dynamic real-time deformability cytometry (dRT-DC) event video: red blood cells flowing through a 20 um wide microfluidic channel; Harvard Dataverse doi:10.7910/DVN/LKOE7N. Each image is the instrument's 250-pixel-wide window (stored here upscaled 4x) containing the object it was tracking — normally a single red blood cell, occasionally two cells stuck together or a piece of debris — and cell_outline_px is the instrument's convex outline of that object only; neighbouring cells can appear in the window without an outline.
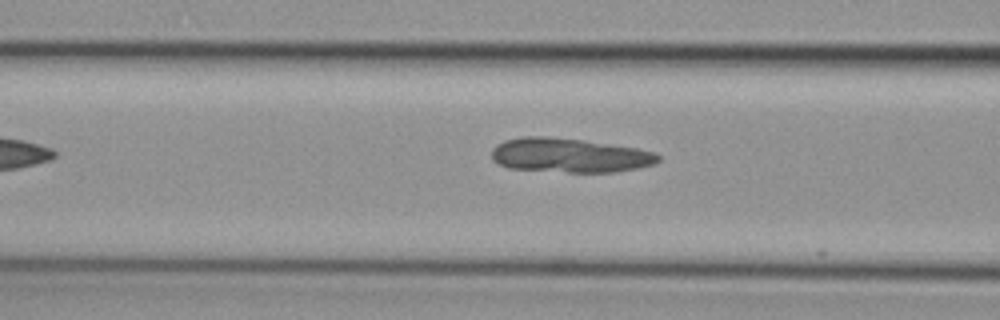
{"species": "common noctule bat (a hibernating species)", "species_latin": "Nyctalus noctula", "temperature_condition": "cold", "stored_images_in_passage": 4, "camera_frame_rate_fps": 3000, "um_per_image_px": 0.085, "animal": {"sex": "female", "body_mass_g": 29.2, "forearm_length_mm": 56.3}, "frame": {"image": 1, "passage_image": 4, "time_ms": 1.0, "image_size_px": [1000, 320], "cell_outline_px": [[660, 160], [656, 164], [640, 168], [616, 172], [568, 172], [508, 168], [496, 164], [492, 160], [492, 148], [496, 144], [504, 140], [524, 136], [548, 136], [580, 140], [636, 148], [652, 152], [660, 156]], "centroid_in_image_um": [48.37, 13.21], "position_along_channel_um": 118.2, "area_um2": 33.41}}